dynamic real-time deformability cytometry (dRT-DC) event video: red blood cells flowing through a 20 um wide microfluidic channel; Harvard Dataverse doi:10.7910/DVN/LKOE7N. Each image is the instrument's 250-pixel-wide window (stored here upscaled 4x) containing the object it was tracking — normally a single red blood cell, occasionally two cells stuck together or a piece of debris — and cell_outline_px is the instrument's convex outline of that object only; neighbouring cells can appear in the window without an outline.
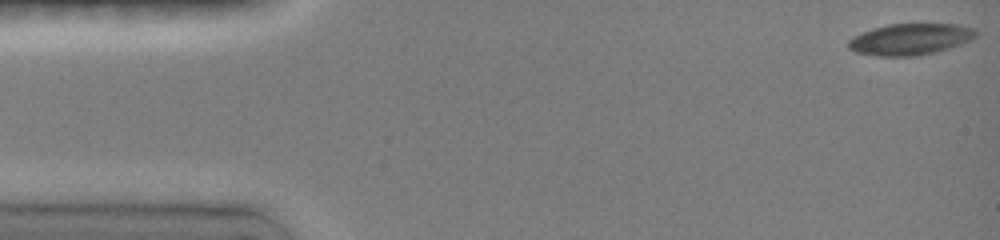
{"species": "common noctule bat (a hibernating species)", "species_latin": "Nyctalus noctula", "temperature_condition": "room temperature", "stored_images_in_passage": 19, "camera_frame_rate_fps": 3000, "um_per_image_px": 0.085, "animal": {"sex": "female", "body_mass_g": 19.0, "forearm_length_mm": 51.5}, "frame": {"image": 1, "passage_image": 1, "time_ms": 0.0, "image_size_px": [1000, 240], "cell_outline_px": [[980, 36], [972, 40], [936, 52], [916, 56], [876, 56], [856, 52], [848, 48], [848, 40], [852, 36], [888, 24], [960, 24], [976, 28], [980, 32]], "centroid_in_image_um": [77.45, 3.33], "position_along_channel_um": 7.5, "area_um2": 23.58}}
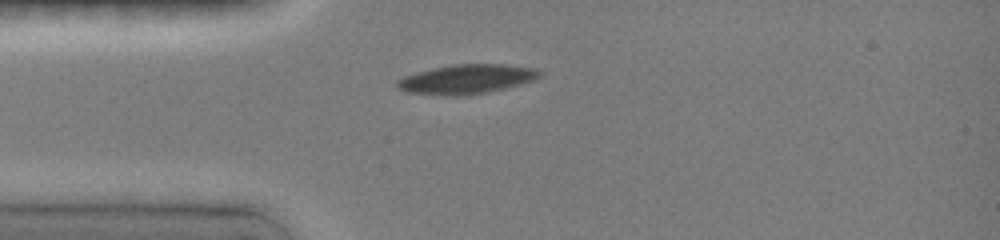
{"frame": {"image": 2, "passage_image": 10, "time_ms": 3.667, "image_size_px": [1000, 240], "cell_outline_px": [[540, 76], [532, 80], [520, 84], [488, 92], [460, 96], [452, 96], [408, 92], [400, 88], [396, 84], [396, 80], [404, 76], [436, 68], [456, 64], [500, 64], [532, 68], [540, 72]], "centroid_in_image_um": [39.64, 6.73], "position_along_channel_um": 45.4, "area_um2": 23.76}}
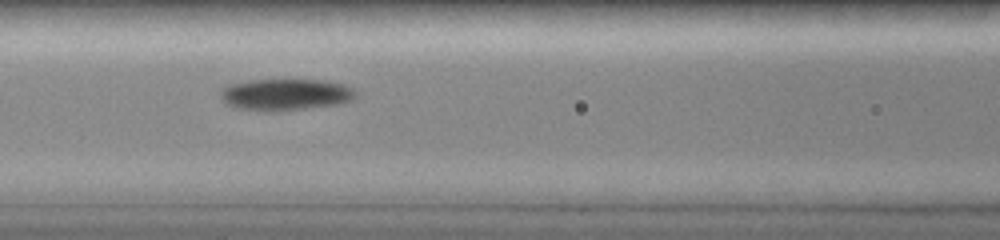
{"frame": {"image": 3, "passage_image": 15, "time_ms": 6.333, "image_size_px": [1000, 240], "cell_outline_px": [[356, 96], [348, 100], [336, 104], [272, 112], [268, 112], [236, 108], [228, 104], [224, 100], [224, 88], [232, 84], [252, 80], [324, 80], [344, 84], [352, 88]], "centroid_in_image_um": [24.29, 8.04], "position_along_channel_um": 142.3, "area_um2": 24.28}}